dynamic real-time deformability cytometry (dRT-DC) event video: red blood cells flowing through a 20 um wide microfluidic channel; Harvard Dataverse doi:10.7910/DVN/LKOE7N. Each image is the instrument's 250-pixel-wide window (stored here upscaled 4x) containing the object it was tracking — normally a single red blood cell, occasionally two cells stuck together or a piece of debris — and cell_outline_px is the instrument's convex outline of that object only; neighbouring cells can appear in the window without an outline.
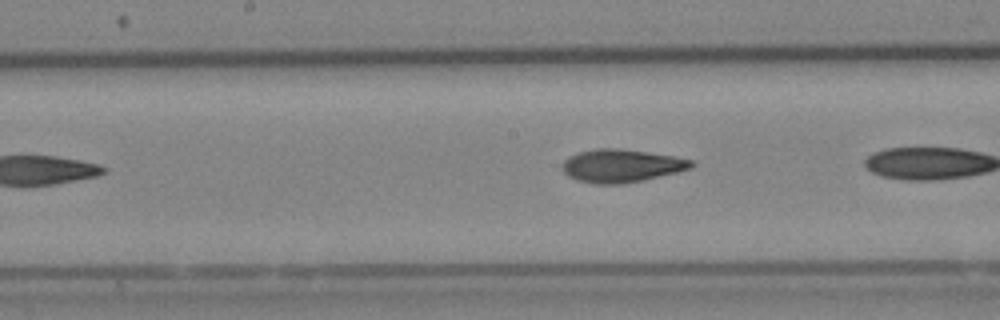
{"species": "Egyptian fruit bat (a non-hibernating species)", "species_latin": "Rousettus aegyptiacus", "temperature_condition": "cold", "stored_images_in_passage": 14, "camera_frame_rate_fps": 3000, "um_per_image_px": 0.085, "animal": {"sex": "female"}, "frame": {"image": 1, "passage_image": 10, "time_ms": 3.0, "image_size_px": [1000, 320], "cell_outline_px": [[696, 164], [692, 168], [676, 172], [640, 180], [620, 184], [596, 184], [576, 180], [568, 176], [564, 172], [564, 160], [568, 156], [580, 152], [596, 148], [620, 148], [672, 156], [692, 160]], "centroid_in_image_um": [52.8, 14.08], "position_along_channel_um": 195.4, "area_um2": 24.51}}